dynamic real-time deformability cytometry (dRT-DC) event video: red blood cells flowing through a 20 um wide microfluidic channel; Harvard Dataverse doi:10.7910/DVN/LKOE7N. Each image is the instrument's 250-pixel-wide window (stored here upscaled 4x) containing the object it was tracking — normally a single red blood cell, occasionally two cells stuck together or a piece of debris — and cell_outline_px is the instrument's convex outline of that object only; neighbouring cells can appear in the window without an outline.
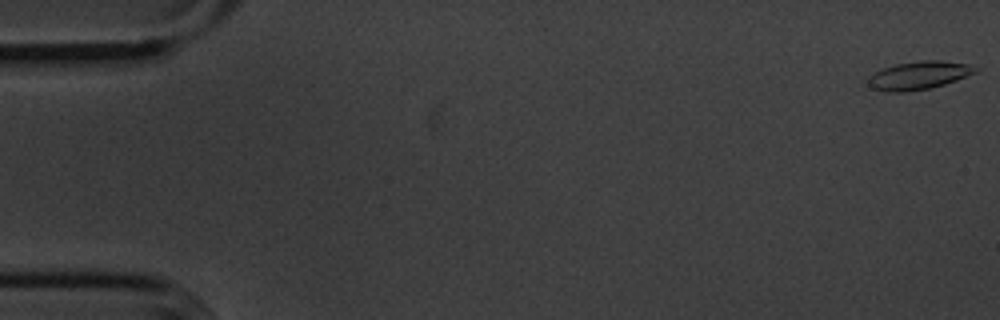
{"species": "common noctule bat (a hibernating species)", "species_latin": "Nyctalus noctula", "temperature_condition": "cold", "stored_images_in_passage": 56, "camera_frame_rate_fps": 3000, "um_per_image_px": 0.085, "animal": {"sex": "male", "body_mass_g": 20.1, "forearm_length_mm": 53.5}, "frame": {"image": 1, "passage_image": 1, "time_ms": 0.0, "image_size_px": [1000, 320], "cell_outline_px": [[980, 68], [976, 72], [956, 80], [944, 84], [928, 88], [904, 92], [884, 92], [872, 88], [868, 84], [868, 76], [884, 68], [896, 64], [920, 60], [940, 60], [968, 64]], "centroid_in_image_um": [78.09, 6.4], "position_along_channel_um": 6.9, "area_um2": 17.51}}
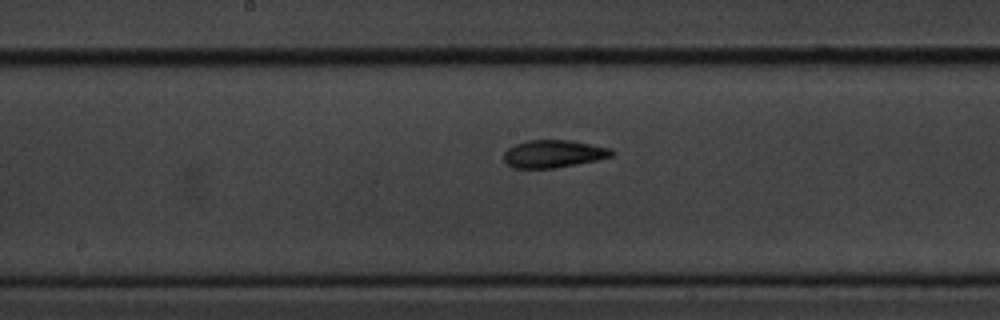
{"frame": {"image": 2, "passage_image": 29, "time_ms": 9.333, "image_size_px": [1000, 320], "cell_outline_px": [[616, 152], [612, 156], [596, 160], [576, 164], [552, 168], [512, 168], [504, 160], [504, 152], [508, 148], [516, 144], [528, 140], [568, 140], [612, 148]], "centroid_in_image_um": [47.05, 13.07], "position_along_channel_um": 201.1, "area_um2": 17.28}}
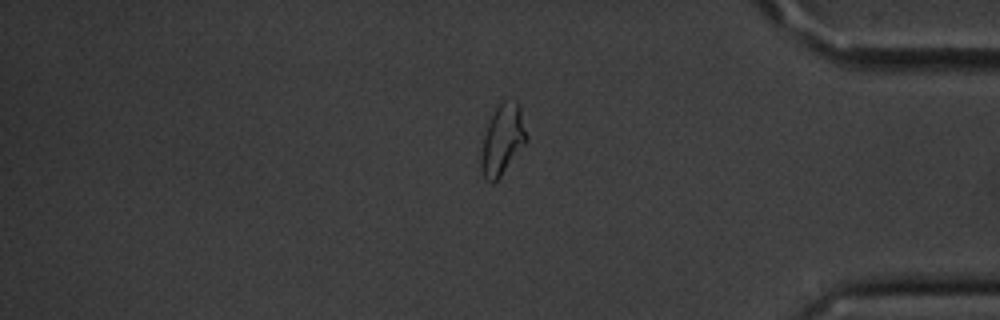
{"frame": {"image": 3, "passage_image": 47, "time_ms": 15.333, "image_size_px": [1000, 320], "cell_outline_px": [[528, 140], [500, 176], [492, 184], [484, 176], [480, 168], [480, 156], [484, 136], [488, 124], [496, 108], [504, 100], [516, 100], [520, 108], [528, 136]], "centroid_in_image_um": [42.72, 11.87], "position_along_channel_um": 392.5, "area_um2": 18.32}, "authors_computed_cell_mechanics": {"area_um2": 17.3978, "velocity_mm_per_s": 3.595, "shape_relaxation_time_tau1_ms": 3.9023, "shape_relaxation_time_tau2_ms": 2.755, "deformation_change_tau1": 0.1274, "deformation_change_tau2": 0.0885}}